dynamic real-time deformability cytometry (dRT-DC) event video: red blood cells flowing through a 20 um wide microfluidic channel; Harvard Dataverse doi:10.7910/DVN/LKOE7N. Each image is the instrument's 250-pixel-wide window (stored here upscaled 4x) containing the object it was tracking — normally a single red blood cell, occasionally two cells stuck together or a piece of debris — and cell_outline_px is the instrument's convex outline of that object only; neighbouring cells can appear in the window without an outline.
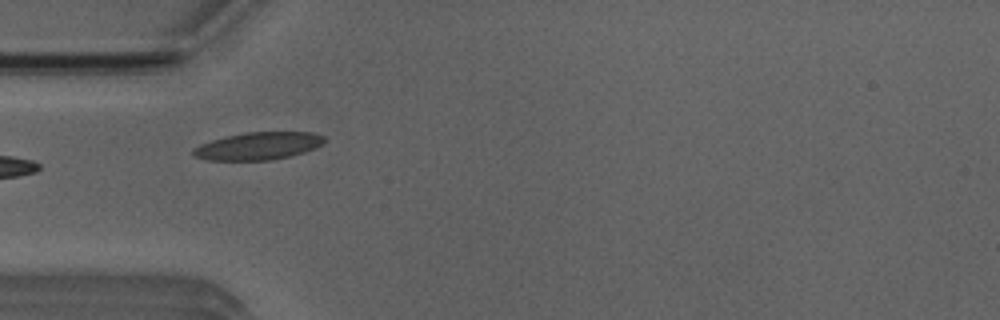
{"species": "Egyptian fruit bat (a non-hibernating species)", "species_latin": "Rousettus aegyptiacus", "temperature_condition": "room temperature", "stored_images_in_passage": 7, "camera_frame_rate_fps": 3000, "um_per_image_px": 0.085, "animal": {"sex": "male"}, "frame": {"image": 1, "passage_image": 4, "time_ms": 3.667, "image_size_px": [1000, 320], "cell_outline_px": [[324, 140], [320, 144], [304, 152], [272, 160], [208, 160], [192, 156], [192, 148], [200, 144], [224, 136], [244, 132], [312, 132], [324, 136]], "centroid_in_image_um": [21.87, 12.4], "position_along_channel_um": 63.1, "area_um2": 20.98}}
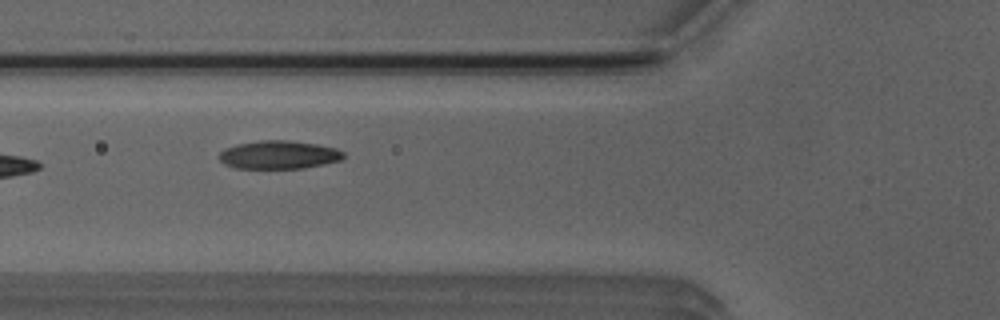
{"frame": {"image": 2, "passage_image": 5, "time_ms": 4.667, "image_size_px": [1000, 320], "cell_outline_px": [[344, 156], [340, 160], [324, 164], [304, 168], [236, 168], [224, 164], [220, 160], [220, 152], [224, 148], [236, 144], [260, 140], [288, 140], [316, 144], [336, 148], [344, 152]], "centroid_in_image_um": [23.69, 13.15], "position_along_channel_um": 102.1, "area_um2": 20.46}}
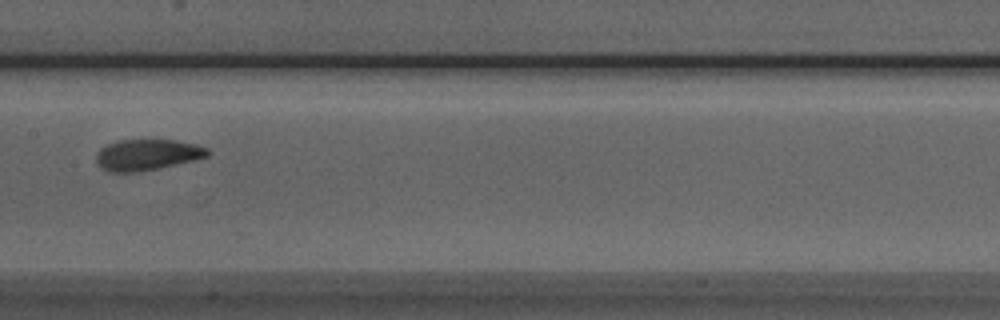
{"frame": {"image": 3, "passage_image": 7, "time_ms": 7.0, "image_size_px": [1000, 320], "cell_outline_px": [[212, 152], [208, 156], [196, 160], [160, 168], [136, 172], [108, 172], [100, 168], [96, 160], [96, 152], [100, 148], [108, 144], [120, 140], [176, 140], [208, 148]], "centroid_in_image_um": [12.51, 13.17], "position_along_channel_um": 194.9, "area_um2": 20.29}}